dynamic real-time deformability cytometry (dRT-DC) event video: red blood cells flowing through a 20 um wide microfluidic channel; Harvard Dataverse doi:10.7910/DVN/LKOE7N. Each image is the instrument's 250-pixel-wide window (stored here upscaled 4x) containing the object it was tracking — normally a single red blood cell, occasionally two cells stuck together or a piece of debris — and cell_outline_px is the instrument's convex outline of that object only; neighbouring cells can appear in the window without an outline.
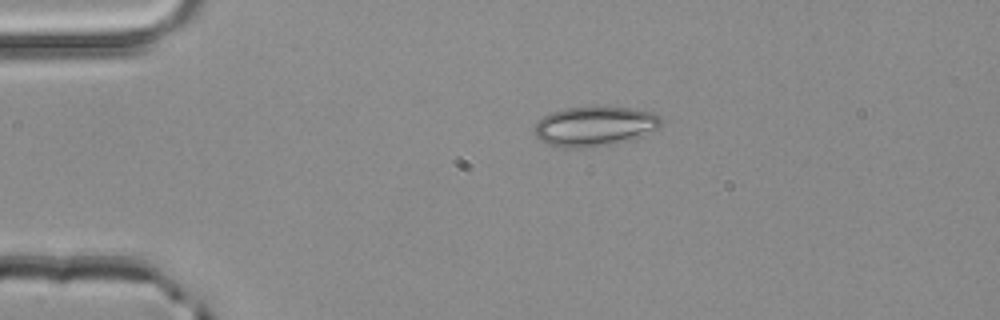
{"species": "common noctule bat (a hibernating species)", "species_latin": "Nyctalus noctula", "temperature_condition": "room temperature", "stored_images_in_passage": 35, "camera_frame_rate_fps": 3000, "um_per_image_px": 0.085, "animal": {"sex": "male", "body_mass_g": 20.4}, "frame": {"image": 1, "passage_image": 1, "time_ms": 0.0, "image_size_px": [1000, 320], "cell_outline_px": [[660, 124], [656, 128], [628, 140], [616, 144], [592, 148], [564, 148], [548, 144], [540, 140], [536, 136], [536, 124], [544, 116], [552, 112], [564, 108], [632, 108], [652, 112], [660, 116]], "centroid_in_image_um": [50.51, 10.76], "position_along_channel_um": 34.5, "area_um2": 28.78}}
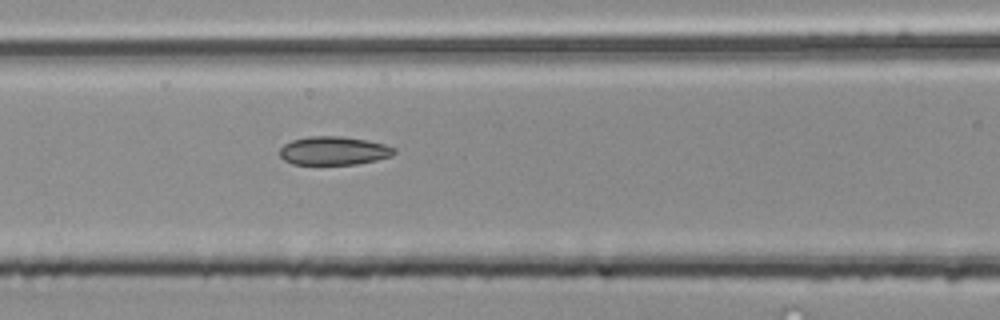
{"frame": {"image": 2, "passage_image": 12, "time_ms": 3.667, "image_size_px": [1000, 320], "cell_outline_px": [[396, 152], [392, 156], [376, 160], [356, 164], [292, 164], [284, 160], [280, 156], [280, 148], [284, 144], [292, 140], [308, 136], [340, 136], [368, 140], [384, 144], [396, 148]], "centroid_in_image_um": [28.37, 12.81], "position_along_channel_um": 138.2, "area_um2": 19.07}}
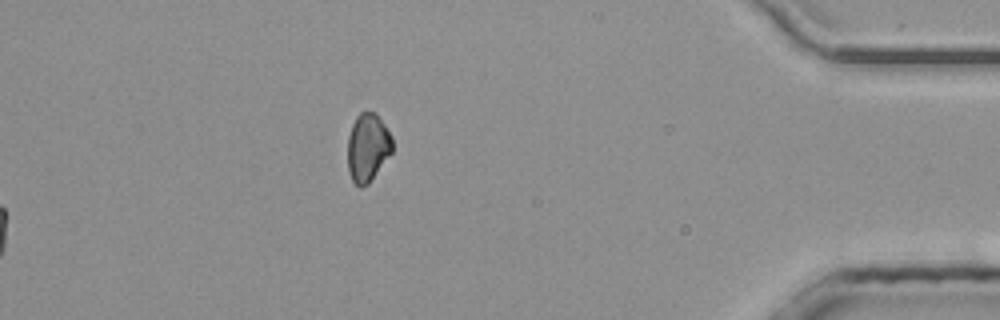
{"frame": {"image": 3, "passage_image": 35, "time_ms": 11.333, "image_size_px": [1000, 320], "cell_outline_px": [[392, 152], [368, 184], [360, 188], [352, 180], [348, 172], [348, 136], [352, 124], [356, 116], [364, 108], [376, 112], [392, 136]], "centroid_in_image_um": [31.24, 12.49], "position_along_channel_um": 404.0, "area_um2": 18.03}, "authors_computed_cell_mechanics": {"area_um2": 19.074, "velocity_mm_per_s": 4.082, "shape_relaxation_time_tau1_ms": 4.8266, "shape_relaxation_time_tau2_ms": null, "deformation_change_tau1": 0.0858, "deformation_change_tau2": null}}